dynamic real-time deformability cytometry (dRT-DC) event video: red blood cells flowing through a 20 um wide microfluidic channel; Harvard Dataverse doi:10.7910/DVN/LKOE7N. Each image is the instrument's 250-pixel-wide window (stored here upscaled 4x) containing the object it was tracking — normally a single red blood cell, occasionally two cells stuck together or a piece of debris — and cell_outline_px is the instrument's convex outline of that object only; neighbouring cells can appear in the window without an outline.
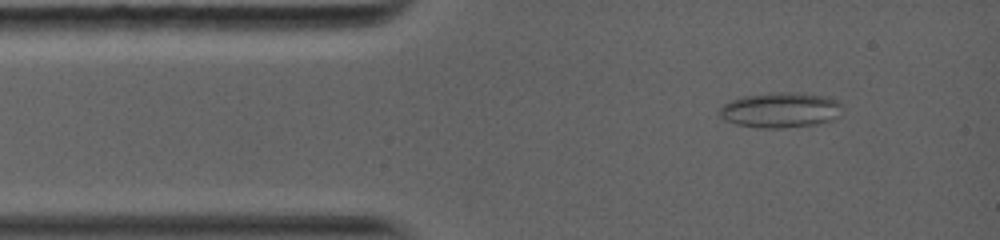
{"species": "common noctule bat (a hibernating species)", "species_latin": "Nyctalus noctula", "temperature_condition": "warm", "stored_images_in_passage": 39, "camera_frame_rate_fps": 5000, "um_per_image_px": 0.085, "animal": {"sex": "female", "body_mass_g": 19.0, "forearm_length_mm": 56.7}, "frame": {"image": 1, "passage_image": 4, "time_ms": 1.0, "image_size_px": [1000, 240], "cell_outline_px": [[844, 112], [832, 120], [816, 124], [784, 128], [760, 128], [736, 124], [724, 120], [720, 116], [720, 108], [728, 100], [744, 96], [772, 92], [792, 92], [824, 96], [836, 100], [840, 104]], "centroid_in_image_um": [66.33, 9.35], "position_along_channel_um": 18.7, "area_um2": 25.37}}
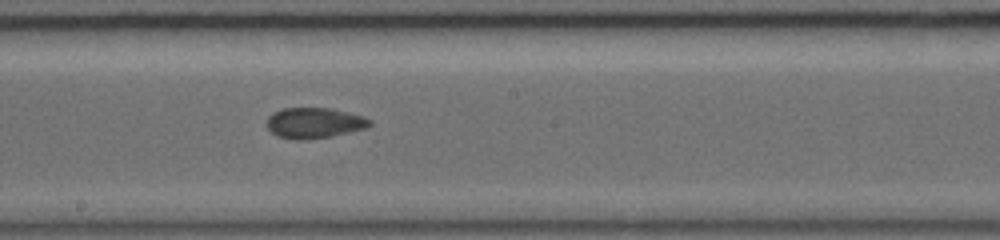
{"frame": {"image": 2, "passage_image": 20, "time_ms": 6.8, "image_size_px": [1000, 240], "cell_outline_px": [[372, 124], [364, 128], [332, 136], [304, 140], [296, 140], [276, 136], [264, 124], [268, 116], [272, 112], [284, 108], [332, 108], [364, 116], [372, 120]], "centroid_in_image_um": [26.67, 10.44], "position_along_channel_um": 221.5, "area_um2": 18.55}}
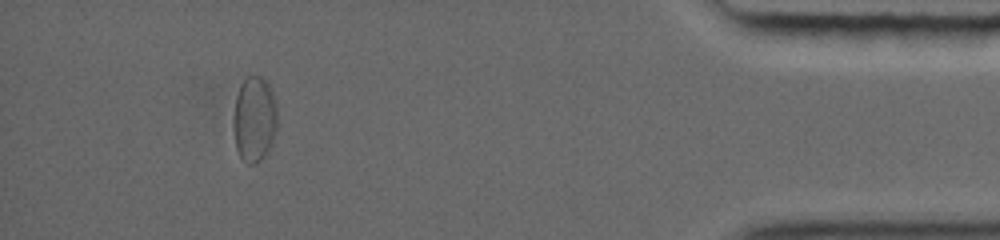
{"frame": {"image": 3, "passage_image": 34, "time_ms": 13.0, "image_size_px": [1000, 240], "cell_outline_px": [[276, 132], [272, 144], [268, 152], [256, 164], [248, 164], [240, 156], [236, 148], [232, 124], [232, 120], [236, 96], [240, 84], [248, 76], [260, 76], [268, 84], [272, 92], [276, 104]], "centroid_in_image_um": [21.6, 10.15], "position_along_channel_um": 413.6, "area_um2": 22.08}, "authors_computed_cell_mechanics": {"area_um2": 18.9006, "velocity_mm_per_s": 4.1328, "shape_relaxation_time_tau1_ms": null, "shape_relaxation_time_tau2_ms": 2.4988, "deformation_change_tau1": null, "deformation_change_tau2": 0.0769}}